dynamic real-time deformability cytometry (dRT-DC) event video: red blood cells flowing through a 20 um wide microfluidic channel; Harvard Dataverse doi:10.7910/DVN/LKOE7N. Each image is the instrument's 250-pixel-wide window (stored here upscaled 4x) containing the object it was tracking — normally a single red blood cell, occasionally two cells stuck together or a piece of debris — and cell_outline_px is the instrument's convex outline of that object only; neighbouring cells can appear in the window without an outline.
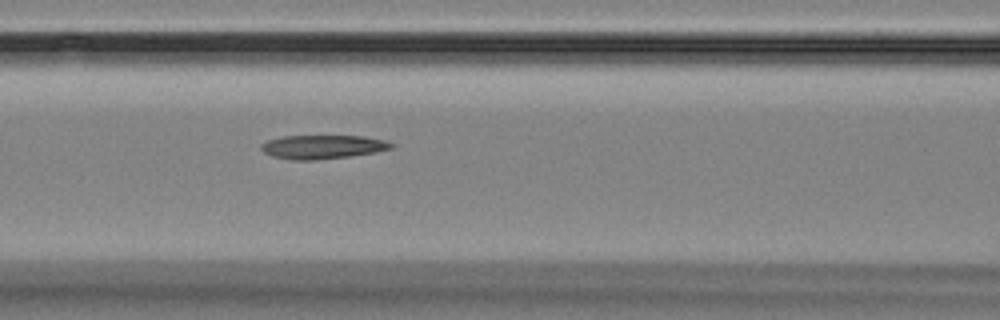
{"species": "Egyptian fruit bat (a non-hibernating species)", "species_latin": "Rousettus aegyptiacus", "temperature_condition": "room temperature", "stored_images_in_passage": 3, "camera_frame_rate_fps": 3000, "um_per_image_px": 0.085, "animal": {"sex": "female"}, "frame": {"image": 1, "passage_image": 3, "time_ms": 3.0, "image_size_px": [1000, 320], "cell_outline_px": [[396, 144], [392, 148], [376, 152], [352, 156], [316, 160], [292, 160], [272, 156], [264, 152], [260, 148], [260, 144], [268, 140], [284, 136], [364, 136], [384, 140]], "centroid_in_image_um": [27.44, 12.49], "position_along_channel_um": 139.2, "area_um2": 18.15}}